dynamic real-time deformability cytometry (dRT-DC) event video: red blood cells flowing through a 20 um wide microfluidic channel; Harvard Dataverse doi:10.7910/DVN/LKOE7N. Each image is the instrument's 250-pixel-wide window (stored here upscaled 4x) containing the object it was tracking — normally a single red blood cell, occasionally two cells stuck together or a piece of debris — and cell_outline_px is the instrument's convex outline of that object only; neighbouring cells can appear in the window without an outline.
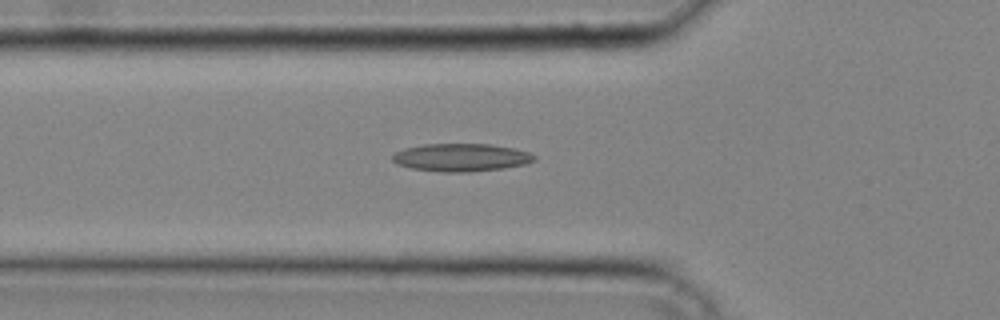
{"species": "common noctule bat (a hibernating species)", "species_latin": "Nyctalus noctula", "temperature_condition": "cold", "stored_images_in_passage": 40, "camera_frame_rate_fps": 3000, "um_per_image_px": 0.085, "animal": {"sex": "male", "body_mass_g": 20.4}, "frame": {"image": 1, "passage_image": 14, "time_ms": 4.333, "image_size_px": [1000, 320], "cell_outline_px": [[536, 160], [524, 164], [504, 168], [468, 172], [444, 172], [412, 168], [396, 164], [392, 160], [392, 156], [396, 152], [404, 148], [424, 144], [492, 144], [512, 148], [528, 152], [536, 156]], "centroid_in_image_um": [39.19, 13.38], "position_along_channel_um": 86.6, "area_um2": 22.95}}
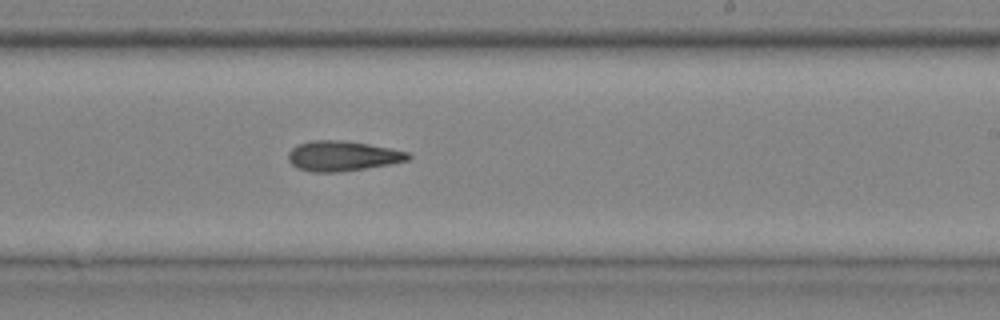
{"frame": {"image": 2, "passage_image": 25, "time_ms": 8.0, "image_size_px": [1000, 320], "cell_outline_px": [[412, 156], [408, 160], [388, 164], [340, 172], [312, 172], [296, 168], [288, 160], [288, 152], [292, 148], [300, 144], [312, 140], [340, 140], [368, 144], [392, 148], [408, 152]], "centroid_in_image_um": [29.09, 13.26], "position_along_channel_um": 259.9, "area_um2": 20.92}}
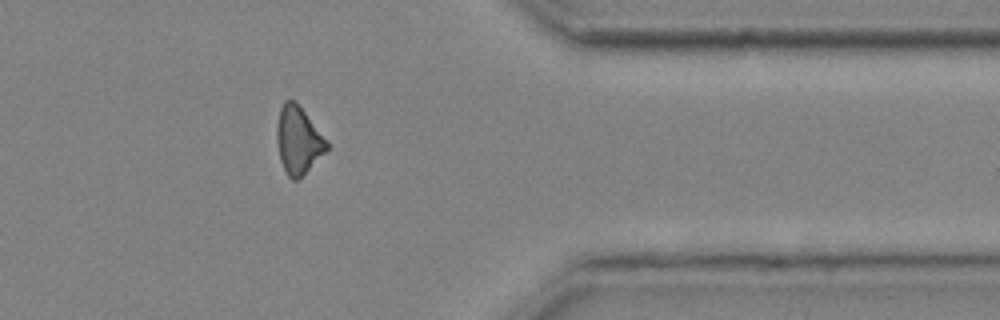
{"frame": {"image": 3, "passage_image": 34, "time_ms": 11.0, "image_size_px": [1000, 320], "cell_outline_px": [[332, 148], [300, 180], [292, 180], [288, 176], [280, 160], [276, 140], [276, 124], [280, 108], [284, 100], [292, 100], [304, 112], [332, 144]], "centroid_in_image_um": [25.41, 11.99], "position_along_channel_um": 386.0, "area_um2": 20.29}}